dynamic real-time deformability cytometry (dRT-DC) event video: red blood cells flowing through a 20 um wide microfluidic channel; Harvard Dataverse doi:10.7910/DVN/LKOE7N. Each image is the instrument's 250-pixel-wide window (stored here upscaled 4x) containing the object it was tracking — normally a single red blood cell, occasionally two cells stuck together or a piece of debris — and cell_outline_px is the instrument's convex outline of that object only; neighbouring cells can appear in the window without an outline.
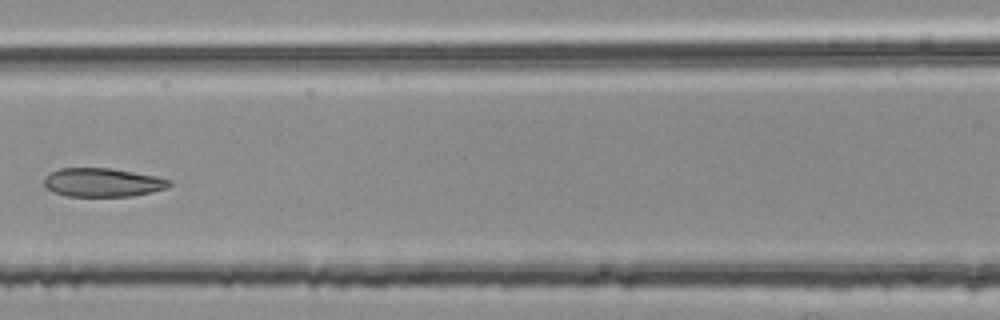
{"species": "common noctule bat (a hibernating species)", "species_latin": "Nyctalus noctula", "temperature_condition": "room temperature", "stored_images_in_passage": 6, "segment_of_instrument_passage": [2, 2], "camera_frame_rate_fps": 3000, "um_per_image_px": 0.085, "animal": {"sex": "female", "body_mass_g": 25.1}, "frame": {"image": 1, "passage_image": 6, "time_ms": 1.667, "image_size_px": [1000, 320], "cell_outline_px": [[172, 184], [164, 188], [132, 196], [64, 196], [48, 188], [44, 184], [44, 180], [52, 172], [60, 168], [108, 168], [156, 176], [172, 180]], "centroid_in_image_um": [8.73, 15.51], "position_along_channel_um": 157.9, "area_um2": 20.52}}